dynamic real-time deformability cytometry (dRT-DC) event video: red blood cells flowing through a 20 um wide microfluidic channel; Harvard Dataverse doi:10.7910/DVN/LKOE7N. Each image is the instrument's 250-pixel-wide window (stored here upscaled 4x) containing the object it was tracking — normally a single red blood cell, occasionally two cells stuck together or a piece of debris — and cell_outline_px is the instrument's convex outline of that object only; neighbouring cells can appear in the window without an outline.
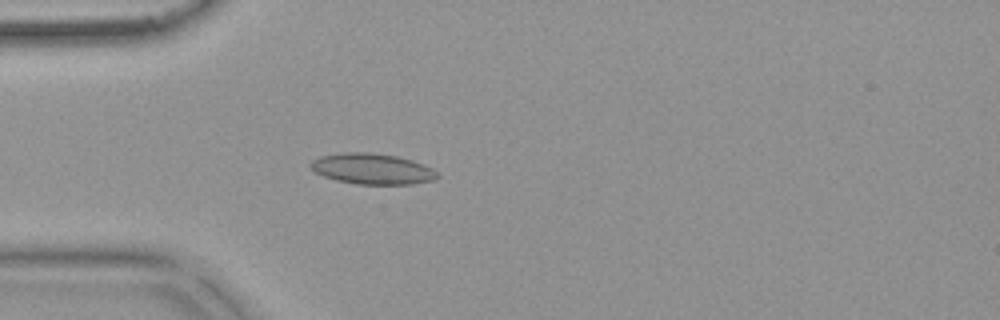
{"species": "common noctule bat (a hibernating species)", "species_latin": "Nyctalus noctula", "temperature_condition": "warm", "stored_images_in_passage": 53, "camera_frame_rate_fps": 3000, "um_per_image_px": 0.085, "animal": {"sex": "female", "body_mass_g": 18.4}, "frame": {"image": 1, "passage_image": 15, "time_ms": 4.667, "image_size_px": [1000, 320], "cell_outline_px": [[440, 176], [432, 180], [412, 184], [356, 184], [336, 180], [324, 176], [316, 172], [308, 164], [312, 160], [320, 156], [344, 152], [372, 152], [396, 156], [412, 160], [424, 164], [432, 168]], "centroid_in_image_um": [31.64, 14.34], "position_along_channel_um": 53.4, "area_um2": 22.72}}
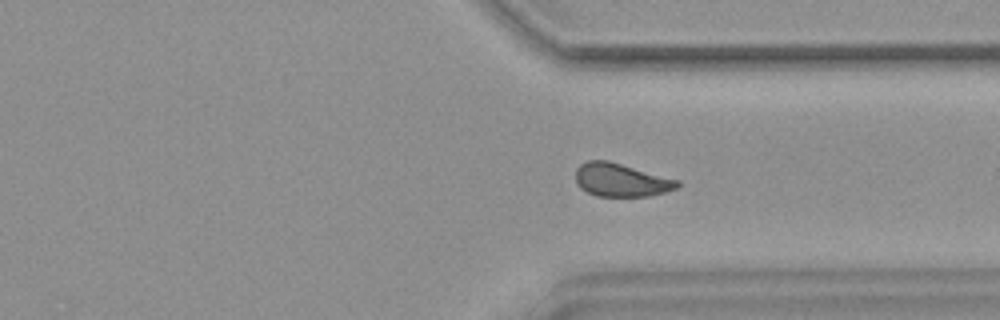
{"frame": {"image": 2, "passage_image": 40, "time_ms": 13.0, "image_size_px": [1000, 320], "cell_outline_px": [[680, 184], [676, 188], [664, 192], [648, 196], [596, 196], [580, 188], [576, 184], [576, 168], [580, 164], [588, 160], [608, 160], [680, 180]], "centroid_in_image_um": [52.77, 15.29], "position_along_channel_um": 358.6, "area_um2": 19.77}}
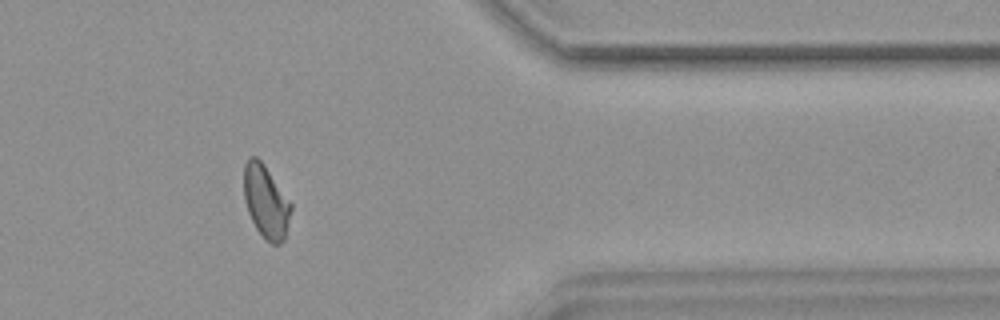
{"frame": {"image": 3, "passage_image": 44, "time_ms": 14.333, "image_size_px": [1000, 320], "cell_outline_px": [[292, 208], [284, 240], [280, 244], [272, 244], [256, 228], [248, 212], [244, 200], [244, 164], [248, 156], [256, 156], [264, 164], [292, 204]], "centroid_in_image_um": [22.59, 17.11], "position_along_channel_um": 388.8, "area_um2": 19.88}, "authors_computed_cell_mechanics": {"area_um2": 20.23, "velocity_mm_per_s": 3.7538, "shape_relaxation_time_tau1_ms": null, "shape_relaxation_time_tau2_ms": 1.7707, "deformation_change_tau1": null, "deformation_change_tau2": 0.0735}}